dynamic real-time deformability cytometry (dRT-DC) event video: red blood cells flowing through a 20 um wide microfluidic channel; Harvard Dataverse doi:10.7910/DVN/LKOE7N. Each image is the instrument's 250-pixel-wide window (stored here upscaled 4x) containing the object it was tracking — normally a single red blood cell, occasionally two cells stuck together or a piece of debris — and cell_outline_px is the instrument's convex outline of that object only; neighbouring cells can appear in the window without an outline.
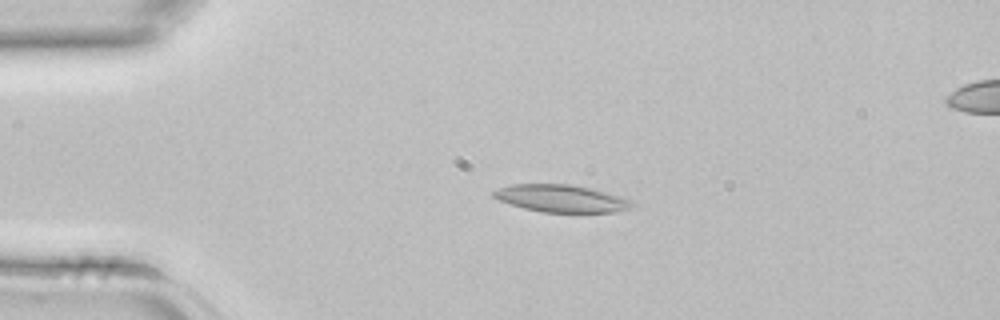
{"species": "common noctule bat (a hibernating species)", "species_latin": "Nyctalus noctula", "temperature_condition": "room temperature", "stored_images_in_passage": 4, "camera_frame_rate_fps": 3000, "um_per_image_px": 0.085, "animal": {"sex": "female", "body_mass_g": 22.7, "forearm_length_mm": 54.2}, "frame": {"image": 1, "passage_image": 3, "time_ms": 0.667, "image_size_px": [1000, 320], "cell_outline_px": [[636, 204], [628, 208], [616, 212], [540, 212], [524, 208], [500, 200], [492, 196], [492, 192], [500, 188], [512, 184], [568, 184], [588, 188], [620, 196], [632, 200]], "centroid_in_image_um": [47.71, 16.87], "position_along_channel_um": 37.3, "area_um2": 21.79}}